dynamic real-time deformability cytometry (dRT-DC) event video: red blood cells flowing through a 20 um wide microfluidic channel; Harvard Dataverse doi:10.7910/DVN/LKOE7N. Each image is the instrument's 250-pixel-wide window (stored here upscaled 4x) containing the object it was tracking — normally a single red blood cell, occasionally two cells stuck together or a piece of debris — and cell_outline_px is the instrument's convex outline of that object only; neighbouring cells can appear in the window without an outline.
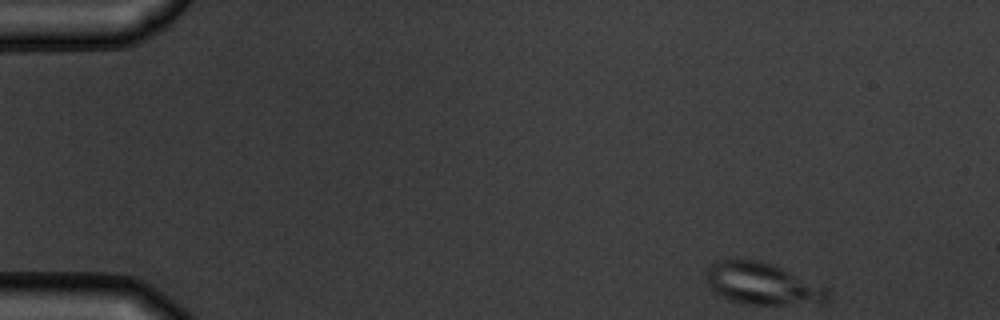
{"species": "common noctule bat (a hibernating species)", "species_latin": "Nyctalus noctula", "temperature_condition": "warm", "stored_images_in_passage": 4, "camera_frame_rate_fps": 3000, "um_per_image_px": 0.085, "animal": {"sex": "male", "body_mass_g": 19.5, "forearm_length_mm": 54.6}, "frame": {"image": 1, "passage_image": 1, "time_ms": 0.0, "image_size_px": [1000, 320], "cell_outline_px": [[832, 296], [824, 304], [744, 304], [720, 296], [708, 288], [704, 276], [704, 272], [712, 264], [720, 260], [756, 260], [780, 268], [828, 288]], "centroid_in_image_um": [64.8, 24.15], "position_along_channel_um": 20.2, "area_um2": 29.65}}